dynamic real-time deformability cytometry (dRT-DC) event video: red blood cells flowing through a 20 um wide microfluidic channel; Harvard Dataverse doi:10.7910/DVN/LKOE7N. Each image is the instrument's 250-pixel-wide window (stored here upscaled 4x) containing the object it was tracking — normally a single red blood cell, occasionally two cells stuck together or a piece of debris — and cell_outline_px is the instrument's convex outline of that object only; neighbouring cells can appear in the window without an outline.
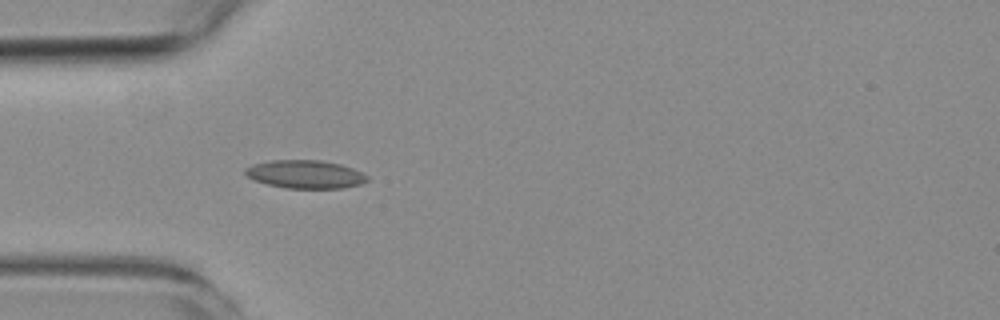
{"species": "common noctule bat (a hibernating species)", "species_latin": "Nyctalus noctula", "temperature_condition": "room temperature", "stored_images_in_passage": 1, "camera_frame_rate_fps": 3000, "um_per_image_px": 0.085, "animal": {"sex": "female", "body_mass_g": 19.3, "forearm_length_mm": 54.1}, "frame": {"image": 1, "passage_image": 1, "time_ms": 0.0, "image_size_px": [1000, 320], "cell_outline_px": [[368, 180], [360, 184], [344, 188], [284, 188], [252, 180], [244, 172], [244, 168], [252, 164], [272, 160], [320, 160], [340, 164], [352, 168], [368, 176]], "centroid_in_image_um": [25.92, 14.81], "position_along_channel_um": 59.1, "area_um2": 20.06}}